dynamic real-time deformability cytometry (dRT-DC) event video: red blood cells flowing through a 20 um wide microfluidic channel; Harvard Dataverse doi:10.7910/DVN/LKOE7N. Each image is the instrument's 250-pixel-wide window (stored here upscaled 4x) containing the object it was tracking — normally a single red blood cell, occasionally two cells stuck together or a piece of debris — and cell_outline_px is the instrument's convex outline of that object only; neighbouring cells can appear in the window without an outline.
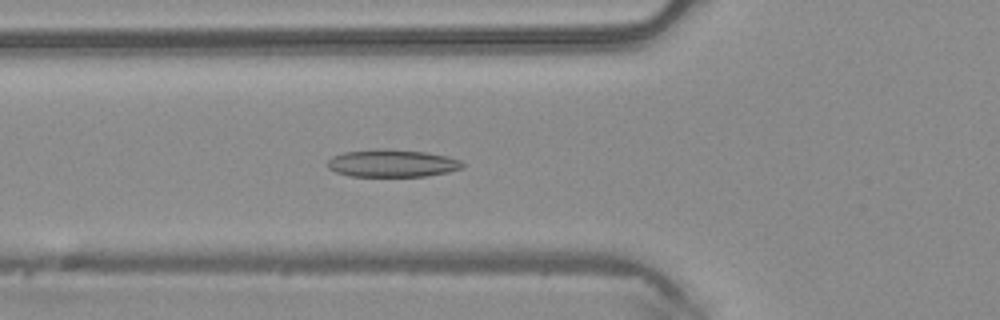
{"species": "common noctule bat (a hibernating species)", "species_latin": "Nyctalus noctula", "temperature_condition": "warm", "stored_images_in_passage": 37, "camera_frame_rate_fps": 3000, "um_per_image_px": 0.085, "animal": {"sex": "male", "body_mass_g": 20.4}, "frame": {"image": 1, "passage_image": 5, "time_ms": 1.333, "image_size_px": [1000, 320], "cell_outline_px": [[464, 168], [448, 172], [428, 176], [348, 176], [336, 172], [328, 168], [328, 160], [332, 156], [344, 152], [376, 148], [388, 148], [428, 152], [448, 156], [460, 160], [464, 164]], "centroid_in_image_um": [33.35, 13.86], "position_along_channel_um": 92.4, "area_um2": 22.02}}
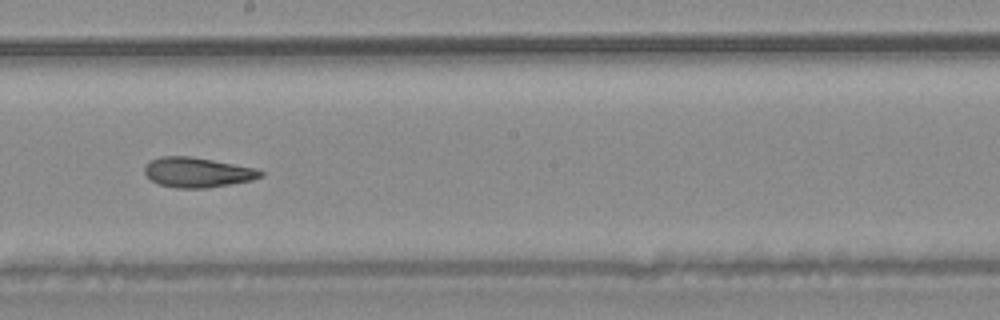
{"frame": {"image": 2, "passage_image": 15, "time_ms": 4.667, "image_size_px": [1000, 320], "cell_outline_px": [[264, 176], [252, 180], [232, 184], [208, 188], [176, 188], [160, 184], [152, 180], [144, 172], [144, 168], [148, 160], [160, 156], [192, 156], [256, 168], [264, 172]], "centroid_in_image_um": [16.79, 14.64], "position_along_channel_um": 231.4, "area_um2": 20.4}}
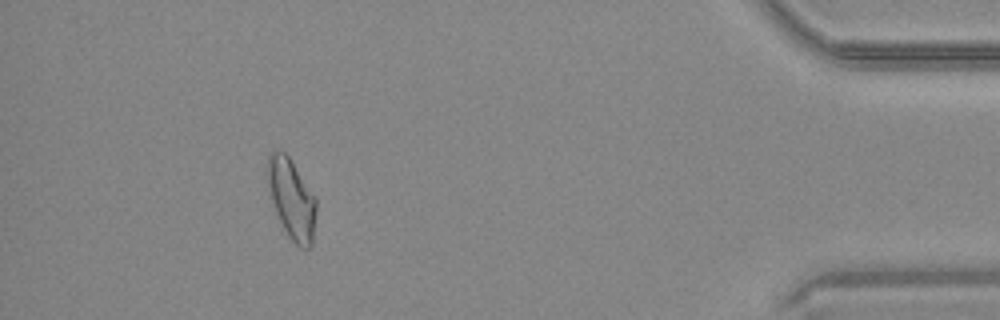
{"frame": {"image": 3, "passage_image": 32, "time_ms": 10.333, "image_size_px": [1000, 320], "cell_outline_px": [[316, 212], [312, 244], [308, 248], [300, 248], [288, 236], [276, 212], [268, 188], [264, 172], [268, 152], [284, 152], [288, 156], [316, 200]], "centroid_in_image_um": [24.74, 16.89], "position_along_channel_um": 410.5, "area_um2": 22.48}, "authors_computed_cell_mechanics": {"area_um2": 20.808, "velocity_mm_per_s": 4.1535, "shape_relaxation_time_tau1_ms": null, "shape_relaxation_time_tau2_ms": 2.1676, "deformation_change_tau1": null, "deformation_change_tau2": 0.0753}}